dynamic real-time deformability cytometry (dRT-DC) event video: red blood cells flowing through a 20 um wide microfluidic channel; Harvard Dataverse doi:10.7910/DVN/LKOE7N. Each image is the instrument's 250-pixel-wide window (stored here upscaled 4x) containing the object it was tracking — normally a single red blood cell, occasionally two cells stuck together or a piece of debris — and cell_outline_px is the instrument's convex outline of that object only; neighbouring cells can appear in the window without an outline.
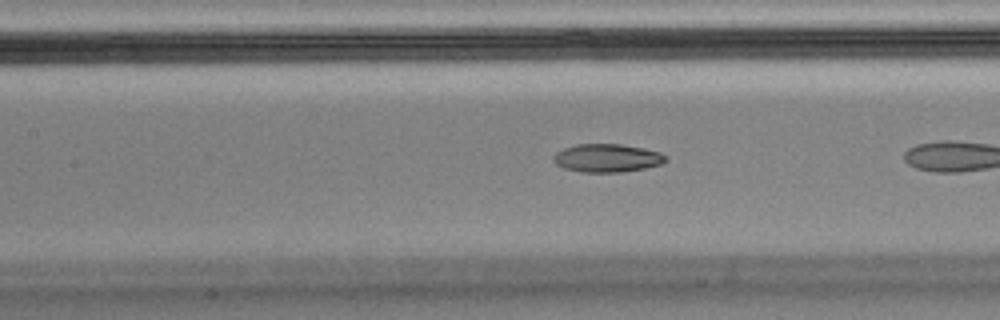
{"species": "Egyptian fruit bat (a non-hibernating species)", "species_latin": "Rousettus aegyptiacus", "temperature_condition": "cold", "stored_images_in_passage": 10, "camera_frame_rate_fps": 3000, "um_per_image_px": 0.085, "animal": {"sex": "male"}, "frame": {"image": 1, "passage_image": 9, "time_ms": 2.667, "image_size_px": [1000, 320], "cell_outline_px": [[668, 160], [660, 164], [644, 168], [620, 172], [580, 172], [564, 168], [556, 164], [552, 160], [552, 156], [556, 152], [564, 148], [576, 144], [620, 144], [644, 148], [660, 152], [668, 156]], "centroid_in_image_um": [51.59, 13.43], "position_along_channel_um": 155.8, "area_um2": 18.55}}